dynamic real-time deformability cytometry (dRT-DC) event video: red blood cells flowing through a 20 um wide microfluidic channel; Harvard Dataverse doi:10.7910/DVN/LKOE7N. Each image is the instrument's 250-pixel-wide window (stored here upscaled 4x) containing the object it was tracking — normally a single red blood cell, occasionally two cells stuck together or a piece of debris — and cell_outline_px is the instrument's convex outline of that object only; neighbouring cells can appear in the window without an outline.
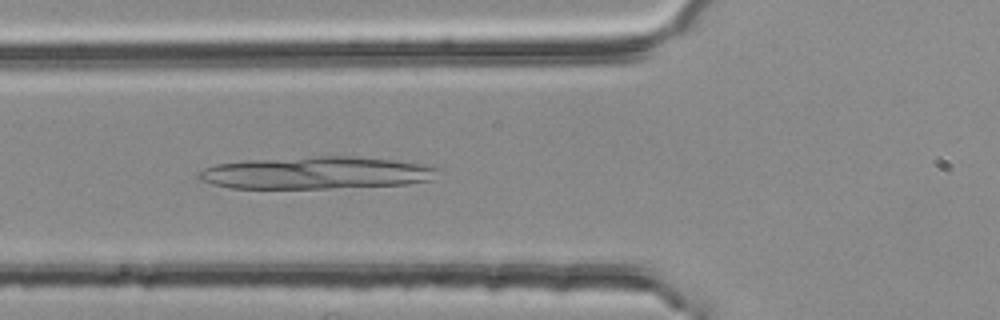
{"species": "common noctule bat (a hibernating species)", "species_latin": "Nyctalus noctula", "temperature_condition": "room temperature", "stored_images_in_passage": 38, "camera_frame_rate_fps": 3000, "um_per_image_px": 0.085, "animal": {"sex": "female", "body_mass_g": 25.1}, "frame": {"image": 1, "passage_image": 5, "time_ms": 1.333, "image_size_px": [1000, 320], "cell_outline_px": [[444, 172], [428, 180], [408, 184], [328, 188], [232, 188], [212, 184], [200, 180], [196, 176], [204, 168], [216, 164], [248, 160], [316, 156], [352, 156], [392, 160], [424, 164], [440, 168]], "centroid_in_image_um": [26.91, 14.69], "position_along_channel_um": 98.9, "area_um2": 45.14}}
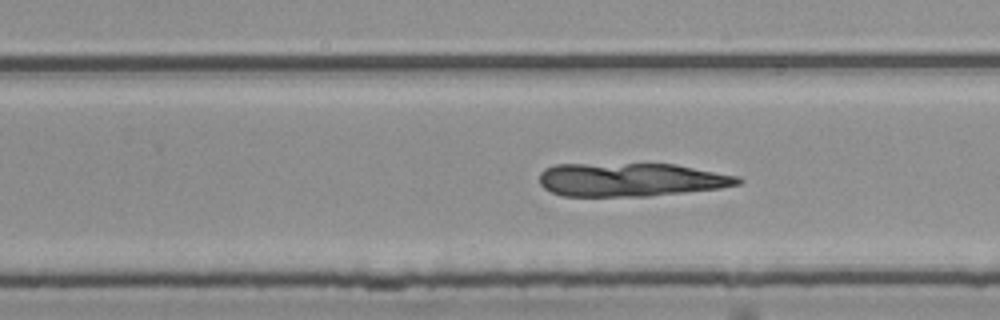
{"frame": {"image": 2, "passage_image": 19, "time_ms": 6.0, "image_size_px": [1000, 320], "cell_outline_px": [[744, 180], [740, 184], [720, 188], [648, 196], [564, 196], [552, 192], [544, 188], [540, 184], [540, 172], [544, 168], [556, 164], [676, 164], [740, 176]], "centroid_in_image_um": [53.64, 15.27], "position_along_channel_um": 276.2, "area_um2": 38.9}}
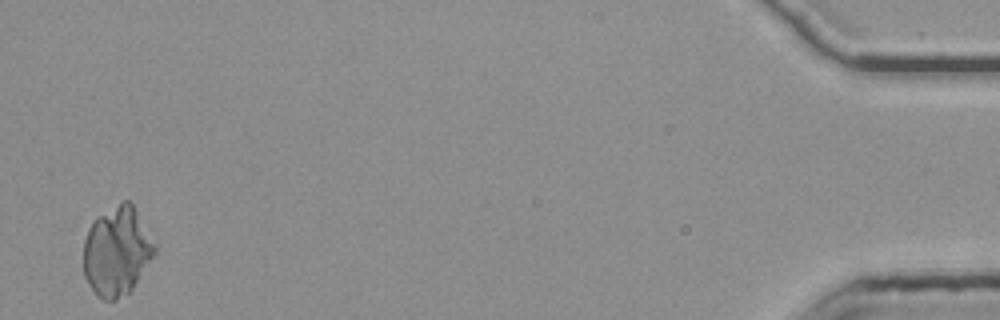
{"frame": {"image": 3, "passage_image": 38, "time_ms": 12.333, "image_size_px": [1000, 320], "cell_outline_px": [[156, 252], [132, 288], [128, 292], [116, 300], [104, 300], [96, 296], [88, 284], [84, 276], [84, 240], [88, 228], [96, 216], [120, 200], [128, 200], [132, 204], [156, 244]], "centroid_in_image_um": [9.91, 21.33], "position_along_channel_um": 425.3, "area_um2": 37.05}}